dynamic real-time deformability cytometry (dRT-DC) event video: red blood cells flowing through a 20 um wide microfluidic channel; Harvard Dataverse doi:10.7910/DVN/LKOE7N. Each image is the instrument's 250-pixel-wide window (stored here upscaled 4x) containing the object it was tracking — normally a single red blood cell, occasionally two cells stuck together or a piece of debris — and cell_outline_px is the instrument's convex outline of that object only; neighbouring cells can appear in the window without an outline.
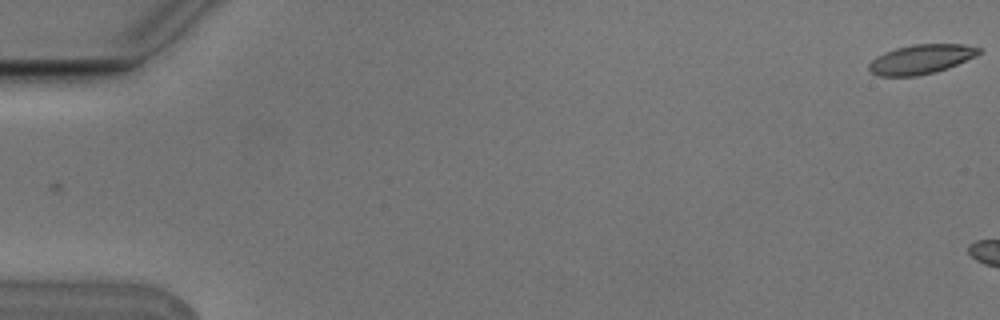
{"species": "Egyptian fruit bat (a non-hibernating species)", "species_latin": "Rousettus aegyptiacus", "temperature_condition": "cold", "stored_images_in_passage": 6, "camera_frame_rate_fps": 3000, "um_per_image_px": 0.085, "animal": {"sex": "male"}, "frame": {"image": 1, "passage_image": 1, "time_ms": 0.0, "image_size_px": [1000, 320], "cell_outline_px": [[980, 52], [976, 56], [948, 68], [936, 72], [916, 76], [876, 76], [868, 68], [868, 64], [876, 56], [884, 52], [896, 48], [912, 44], [964, 44], [980, 48]], "centroid_in_image_um": [78.27, 5.04], "position_along_channel_um": 6.7, "area_um2": 18.9}}
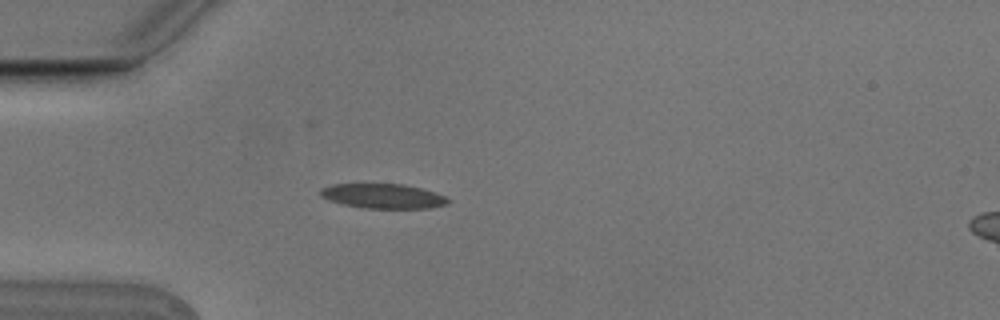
{"frame": {"image": 2, "passage_image": 6, "time_ms": 1.667, "image_size_px": [1000, 320], "cell_outline_px": [[452, 200], [448, 204], [432, 208], [364, 208], [344, 204], [328, 200], [320, 196], [320, 188], [332, 184], [404, 184], [420, 188], [444, 196]], "centroid_in_image_um": [32.55, 16.67], "position_along_channel_um": 52.4, "area_um2": 18.32}}